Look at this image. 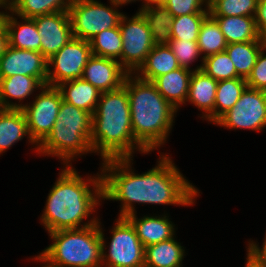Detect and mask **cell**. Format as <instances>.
Returning <instances> with one entry per match:
<instances>
[{"label":"cell","instance_id":"1","mask_svg":"<svg viewBox=\"0 0 266 267\" xmlns=\"http://www.w3.org/2000/svg\"><path fill=\"white\" fill-rule=\"evenodd\" d=\"M131 160L113 158L102 163V199L122 202L118 217L136 213L132 205L135 202L182 206L194 204L198 190L183 177L169 156L161 155L159 164L141 175L132 172Z\"/></svg>","mask_w":266,"mask_h":267},{"label":"cell","instance_id":"2","mask_svg":"<svg viewBox=\"0 0 266 267\" xmlns=\"http://www.w3.org/2000/svg\"><path fill=\"white\" fill-rule=\"evenodd\" d=\"M84 180L69 164L62 170L48 194L45 211L41 216V222L48 233L79 229L98 223V220L93 218L83 226L81 224L82 220L94 212L99 200L103 198L102 175L97 173V177ZM89 183H92L95 191L89 188Z\"/></svg>","mask_w":266,"mask_h":267},{"label":"cell","instance_id":"3","mask_svg":"<svg viewBox=\"0 0 266 267\" xmlns=\"http://www.w3.org/2000/svg\"><path fill=\"white\" fill-rule=\"evenodd\" d=\"M90 145L93 152L101 154L102 160L132 158L137 148L139 152L147 153L134 138L129 98L124 85L101 93L92 116Z\"/></svg>","mask_w":266,"mask_h":267},{"label":"cell","instance_id":"4","mask_svg":"<svg viewBox=\"0 0 266 267\" xmlns=\"http://www.w3.org/2000/svg\"><path fill=\"white\" fill-rule=\"evenodd\" d=\"M128 74L124 86L130 104L132 131L136 142L148 153L165 143L177 112L151 81Z\"/></svg>","mask_w":266,"mask_h":267},{"label":"cell","instance_id":"5","mask_svg":"<svg viewBox=\"0 0 266 267\" xmlns=\"http://www.w3.org/2000/svg\"><path fill=\"white\" fill-rule=\"evenodd\" d=\"M100 222L79 229H63L49 233L53 239L34 259L48 267H101L102 241Z\"/></svg>","mask_w":266,"mask_h":267},{"label":"cell","instance_id":"6","mask_svg":"<svg viewBox=\"0 0 266 267\" xmlns=\"http://www.w3.org/2000/svg\"><path fill=\"white\" fill-rule=\"evenodd\" d=\"M111 233L109 252L105 254V240L100 228L102 241V266L144 267L145 247L138 238L134 227L125 217H118Z\"/></svg>","mask_w":266,"mask_h":267},{"label":"cell","instance_id":"7","mask_svg":"<svg viewBox=\"0 0 266 267\" xmlns=\"http://www.w3.org/2000/svg\"><path fill=\"white\" fill-rule=\"evenodd\" d=\"M68 13L73 37L87 41L103 30L117 27L123 15L96 0H71Z\"/></svg>","mask_w":266,"mask_h":267},{"label":"cell","instance_id":"8","mask_svg":"<svg viewBox=\"0 0 266 267\" xmlns=\"http://www.w3.org/2000/svg\"><path fill=\"white\" fill-rule=\"evenodd\" d=\"M128 19L122 15L119 22L122 36L121 65L129 74H134L144 64L155 44L147 22L139 11Z\"/></svg>","mask_w":266,"mask_h":267},{"label":"cell","instance_id":"9","mask_svg":"<svg viewBox=\"0 0 266 267\" xmlns=\"http://www.w3.org/2000/svg\"><path fill=\"white\" fill-rule=\"evenodd\" d=\"M91 56L89 41L73 37L47 60L46 85L57 86L65 81L82 78L83 70ZM51 65L52 71L49 68Z\"/></svg>","mask_w":266,"mask_h":267},{"label":"cell","instance_id":"10","mask_svg":"<svg viewBox=\"0 0 266 267\" xmlns=\"http://www.w3.org/2000/svg\"><path fill=\"white\" fill-rule=\"evenodd\" d=\"M42 92L30 105L22 108L28 125V131L35 145H39L51 132L62 103V96L56 86L44 85Z\"/></svg>","mask_w":266,"mask_h":267},{"label":"cell","instance_id":"11","mask_svg":"<svg viewBox=\"0 0 266 267\" xmlns=\"http://www.w3.org/2000/svg\"><path fill=\"white\" fill-rule=\"evenodd\" d=\"M215 124L230 129L262 130L266 127V91L247 87L234 106Z\"/></svg>","mask_w":266,"mask_h":267},{"label":"cell","instance_id":"12","mask_svg":"<svg viewBox=\"0 0 266 267\" xmlns=\"http://www.w3.org/2000/svg\"><path fill=\"white\" fill-rule=\"evenodd\" d=\"M36 152L59 157L64 164L80 154L92 151L90 138L78 127L53 126L47 137L36 147Z\"/></svg>","mask_w":266,"mask_h":267},{"label":"cell","instance_id":"13","mask_svg":"<svg viewBox=\"0 0 266 267\" xmlns=\"http://www.w3.org/2000/svg\"><path fill=\"white\" fill-rule=\"evenodd\" d=\"M33 19L41 36L40 53L47 60L73 38L68 12H57Z\"/></svg>","mask_w":266,"mask_h":267},{"label":"cell","instance_id":"14","mask_svg":"<svg viewBox=\"0 0 266 267\" xmlns=\"http://www.w3.org/2000/svg\"><path fill=\"white\" fill-rule=\"evenodd\" d=\"M47 71V59L40 52L8 46L6 52L0 57L2 78L21 74L36 77L46 85Z\"/></svg>","mask_w":266,"mask_h":267},{"label":"cell","instance_id":"15","mask_svg":"<svg viewBox=\"0 0 266 267\" xmlns=\"http://www.w3.org/2000/svg\"><path fill=\"white\" fill-rule=\"evenodd\" d=\"M128 74L118 60L92 55L83 70L82 79L101 92H108L121 88Z\"/></svg>","mask_w":266,"mask_h":267},{"label":"cell","instance_id":"16","mask_svg":"<svg viewBox=\"0 0 266 267\" xmlns=\"http://www.w3.org/2000/svg\"><path fill=\"white\" fill-rule=\"evenodd\" d=\"M218 81L206 75L202 70L193 71L187 101L205 111L202 118L214 123V106Z\"/></svg>","mask_w":266,"mask_h":267},{"label":"cell","instance_id":"17","mask_svg":"<svg viewBox=\"0 0 266 267\" xmlns=\"http://www.w3.org/2000/svg\"><path fill=\"white\" fill-rule=\"evenodd\" d=\"M192 73L190 69L180 67L156 77L152 83L158 92L178 110L180 105L187 100Z\"/></svg>","mask_w":266,"mask_h":267},{"label":"cell","instance_id":"18","mask_svg":"<svg viewBox=\"0 0 266 267\" xmlns=\"http://www.w3.org/2000/svg\"><path fill=\"white\" fill-rule=\"evenodd\" d=\"M134 227L138 238L144 247L157 244L164 240L173 238L174 225L168 217L144 216L138 219L136 213L125 217Z\"/></svg>","mask_w":266,"mask_h":267},{"label":"cell","instance_id":"19","mask_svg":"<svg viewBox=\"0 0 266 267\" xmlns=\"http://www.w3.org/2000/svg\"><path fill=\"white\" fill-rule=\"evenodd\" d=\"M62 100L83 109L93 115L101 95V91L82 78L65 81L56 86Z\"/></svg>","mask_w":266,"mask_h":267},{"label":"cell","instance_id":"20","mask_svg":"<svg viewBox=\"0 0 266 267\" xmlns=\"http://www.w3.org/2000/svg\"><path fill=\"white\" fill-rule=\"evenodd\" d=\"M44 85L36 78L27 75L16 74L0 80V106L2 109H22L23 104L10 103L8 100L19 101L30 96L34 89L42 88ZM9 98V99H8Z\"/></svg>","mask_w":266,"mask_h":267},{"label":"cell","instance_id":"21","mask_svg":"<svg viewBox=\"0 0 266 267\" xmlns=\"http://www.w3.org/2000/svg\"><path fill=\"white\" fill-rule=\"evenodd\" d=\"M25 135H28L30 143H35L30 137L23 110L2 109L0 111V154L23 139Z\"/></svg>","mask_w":266,"mask_h":267},{"label":"cell","instance_id":"22","mask_svg":"<svg viewBox=\"0 0 266 267\" xmlns=\"http://www.w3.org/2000/svg\"><path fill=\"white\" fill-rule=\"evenodd\" d=\"M228 44L262 41L255 25V16H212Z\"/></svg>","mask_w":266,"mask_h":267},{"label":"cell","instance_id":"23","mask_svg":"<svg viewBox=\"0 0 266 267\" xmlns=\"http://www.w3.org/2000/svg\"><path fill=\"white\" fill-rule=\"evenodd\" d=\"M10 13L6 24L9 46L40 52L41 36L39 35L34 19L20 17L24 23H19L17 19L13 17L14 13L12 11H10Z\"/></svg>","mask_w":266,"mask_h":267},{"label":"cell","instance_id":"24","mask_svg":"<svg viewBox=\"0 0 266 267\" xmlns=\"http://www.w3.org/2000/svg\"><path fill=\"white\" fill-rule=\"evenodd\" d=\"M180 68L176 56L168 45H155L146 61L136 72L140 79L153 81L156 77ZM141 73V74H140Z\"/></svg>","mask_w":266,"mask_h":267},{"label":"cell","instance_id":"25","mask_svg":"<svg viewBox=\"0 0 266 267\" xmlns=\"http://www.w3.org/2000/svg\"><path fill=\"white\" fill-rule=\"evenodd\" d=\"M173 238L145 247L144 267H180L185 250Z\"/></svg>","mask_w":266,"mask_h":267},{"label":"cell","instance_id":"26","mask_svg":"<svg viewBox=\"0 0 266 267\" xmlns=\"http://www.w3.org/2000/svg\"><path fill=\"white\" fill-rule=\"evenodd\" d=\"M151 31L155 45H169L174 16L163 5H151L139 9Z\"/></svg>","mask_w":266,"mask_h":267},{"label":"cell","instance_id":"27","mask_svg":"<svg viewBox=\"0 0 266 267\" xmlns=\"http://www.w3.org/2000/svg\"><path fill=\"white\" fill-rule=\"evenodd\" d=\"M266 47L263 41H250L228 44L225 51L233 62L237 74L247 79L251 74L261 50Z\"/></svg>","mask_w":266,"mask_h":267},{"label":"cell","instance_id":"28","mask_svg":"<svg viewBox=\"0 0 266 267\" xmlns=\"http://www.w3.org/2000/svg\"><path fill=\"white\" fill-rule=\"evenodd\" d=\"M247 87L246 79L242 77L218 81L214 106V123L234 106Z\"/></svg>","mask_w":266,"mask_h":267},{"label":"cell","instance_id":"29","mask_svg":"<svg viewBox=\"0 0 266 267\" xmlns=\"http://www.w3.org/2000/svg\"><path fill=\"white\" fill-rule=\"evenodd\" d=\"M71 0H11V11L24 18L68 12Z\"/></svg>","mask_w":266,"mask_h":267},{"label":"cell","instance_id":"30","mask_svg":"<svg viewBox=\"0 0 266 267\" xmlns=\"http://www.w3.org/2000/svg\"><path fill=\"white\" fill-rule=\"evenodd\" d=\"M197 44L200 53H204L202 62L203 59L208 56L225 51V48L228 46L218 23L210 14H208L202 22Z\"/></svg>","mask_w":266,"mask_h":267},{"label":"cell","instance_id":"31","mask_svg":"<svg viewBox=\"0 0 266 267\" xmlns=\"http://www.w3.org/2000/svg\"><path fill=\"white\" fill-rule=\"evenodd\" d=\"M92 55L117 60L121 64L122 36L119 25L103 30L89 40Z\"/></svg>","mask_w":266,"mask_h":267},{"label":"cell","instance_id":"32","mask_svg":"<svg viewBox=\"0 0 266 267\" xmlns=\"http://www.w3.org/2000/svg\"><path fill=\"white\" fill-rule=\"evenodd\" d=\"M202 70L206 75L216 81L239 78L232 60L226 51L216 53L203 59V62L195 71Z\"/></svg>","mask_w":266,"mask_h":267},{"label":"cell","instance_id":"33","mask_svg":"<svg viewBox=\"0 0 266 267\" xmlns=\"http://www.w3.org/2000/svg\"><path fill=\"white\" fill-rule=\"evenodd\" d=\"M92 116L91 113L62 100L54 126L78 127L90 138Z\"/></svg>","mask_w":266,"mask_h":267},{"label":"cell","instance_id":"34","mask_svg":"<svg viewBox=\"0 0 266 267\" xmlns=\"http://www.w3.org/2000/svg\"><path fill=\"white\" fill-rule=\"evenodd\" d=\"M258 0H209L211 16H255Z\"/></svg>","mask_w":266,"mask_h":267},{"label":"cell","instance_id":"35","mask_svg":"<svg viewBox=\"0 0 266 267\" xmlns=\"http://www.w3.org/2000/svg\"><path fill=\"white\" fill-rule=\"evenodd\" d=\"M209 13H193L174 17L171 39L198 41V34L204 18Z\"/></svg>","mask_w":266,"mask_h":267},{"label":"cell","instance_id":"36","mask_svg":"<svg viewBox=\"0 0 266 267\" xmlns=\"http://www.w3.org/2000/svg\"><path fill=\"white\" fill-rule=\"evenodd\" d=\"M168 46L176 56L179 66L187 69H191L189 64L194 62L201 54L197 41L171 39Z\"/></svg>","mask_w":266,"mask_h":267},{"label":"cell","instance_id":"37","mask_svg":"<svg viewBox=\"0 0 266 267\" xmlns=\"http://www.w3.org/2000/svg\"><path fill=\"white\" fill-rule=\"evenodd\" d=\"M204 3L207 5V9L202 8ZM163 5L174 17L193 13H209L207 0H165Z\"/></svg>","mask_w":266,"mask_h":267},{"label":"cell","instance_id":"38","mask_svg":"<svg viewBox=\"0 0 266 267\" xmlns=\"http://www.w3.org/2000/svg\"><path fill=\"white\" fill-rule=\"evenodd\" d=\"M266 47L259 53L251 74L247 77L246 83L249 88L266 91Z\"/></svg>","mask_w":266,"mask_h":267},{"label":"cell","instance_id":"39","mask_svg":"<svg viewBox=\"0 0 266 267\" xmlns=\"http://www.w3.org/2000/svg\"><path fill=\"white\" fill-rule=\"evenodd\" d=\"M255 25L259 38L266 43V0H258L255 14Z\"/></svg>","mask_w":266,"mask_h":267},{"label":"cell","instance_id":"40","mask_svg":"<svg viewBox=\"0 0 266 267\" xmlns=\"http://www.w3.org/2000/svg\"><path fill=\"white\" fill-rule=\"evenodd\" d=\"M248 252L252 254L258 261L266 263V235L262 249H260L255 242H250L248 246Z\"/></svg>","mask_w":266,"mask_h":267},{"label":"cell","instance_id":"41","mask_svg":"<svg viewBox=\"0 0 266 267\" xmlns=\"http://www.w3.org/2000/svg\"><path fill=\"white\" fill-rule=\"evenodd\" d=\"M8 46H9L8 32L0 31V57L2 56L3 53L6 52Z\"/></svg>","mask_w":266,"mask_h":267},{"label":"cell","instance_id":"42","mask_svg":"<svg viewBox=\"0 0 266 267\" xmlns=\"http://www.w3.org/2000/svg\"><path fill=\"white\" fill-rule=\"evenodd\" d=\"M247 262L245 267H266V263L258 261L252 254L247 251Z\"/></svg>","mask_w":266,"mask_h":267},{"label":"cell","instance_id":"43","mask_svg":"<svg viewBox=\"0 0 266 267\" xmlns=\"http://www.w3.org/2000/svg\"><path fill=\"white\" fill-rule=\"evenodd\" d=\"M5 13L2 11L0 12V31H7L6 24L9 14L7 12Z\"/></svg>","mask_w":266,"mask_h":267},{"label":"cell","instance_id":"44","mask_svg":"<svg viewBox=\"0 0 266 267\" xmlns=\"http://www.w3.org/2000/svg\"><path fill=\"white\" fill-rule=\"evenodd\" d=\"M111 2H110V4L112 5V6H114V8L116 7H118V6H121V5H123V4H126V3H130V2H132V1H137V0H110Z\"/></svg>","mask_w":266,"mask_h":267},{"label":"cell","instance_id":"45","mask_svg":"<svg viewBox=\"0 0 266 267\" xmlns=\"http://www.w3.org/2000/svg\"><path fill=\"white\" fill-rule=\"evenodd\" d=\"M145 4L142 5L143 7L151 6V5H161L165 2V0H144Z\"/></svg>","mask_w":266,"mask_h":267},{"label":"cell","instance_id":"46","mask_svg":"<svg viewBox=\"0 0 266 267\" xmlns=\"http://www.w3.org/2000/svg\"><path fill=\"white\" fill-rule=\"evenodd\" d=\"M0 7H5L11 11V0H0Z\"/></svg>","mask_w":266,"mask_h":267}]
</instances>
